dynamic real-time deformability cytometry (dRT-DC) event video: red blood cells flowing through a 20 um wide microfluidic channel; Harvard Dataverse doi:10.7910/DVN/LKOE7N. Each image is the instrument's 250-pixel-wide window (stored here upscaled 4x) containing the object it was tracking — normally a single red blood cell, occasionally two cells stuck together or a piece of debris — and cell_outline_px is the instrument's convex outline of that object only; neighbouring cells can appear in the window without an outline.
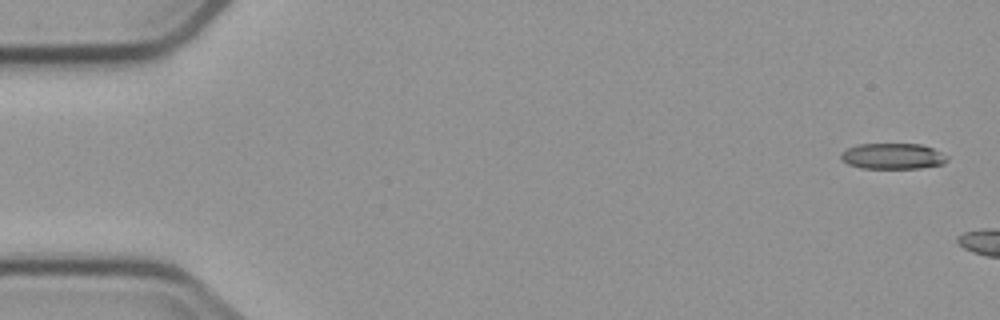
{"species": "common noctule bat (a hibernating species)", "species_latin": "Nyctalus noctula", "temperature_condition": "cold", "stored_images_in_passage": 3, "camera_frame_rate_fps": 3000, "um_per_image_px": 0.085, "animal": {"sex": "male", "body_mass_g": 23.1, "forearm_length_mm": 52.7}, "frame": {"image": 1, "passage_image": 1, "time_ms": 0.0, "image_size_px": [1000, 320], "cell_outline_px": [[948, 160], [944, 164], [920, 168], [860, 168], [848, 164], [840, 156], [840, 152], [856, 144], [920, 144], [932, 148], [948, 156]], "centroid_in_image_um": [75.88, 13.27], "position_along_channel_um": 9.1, "area_um2": 16.01}}